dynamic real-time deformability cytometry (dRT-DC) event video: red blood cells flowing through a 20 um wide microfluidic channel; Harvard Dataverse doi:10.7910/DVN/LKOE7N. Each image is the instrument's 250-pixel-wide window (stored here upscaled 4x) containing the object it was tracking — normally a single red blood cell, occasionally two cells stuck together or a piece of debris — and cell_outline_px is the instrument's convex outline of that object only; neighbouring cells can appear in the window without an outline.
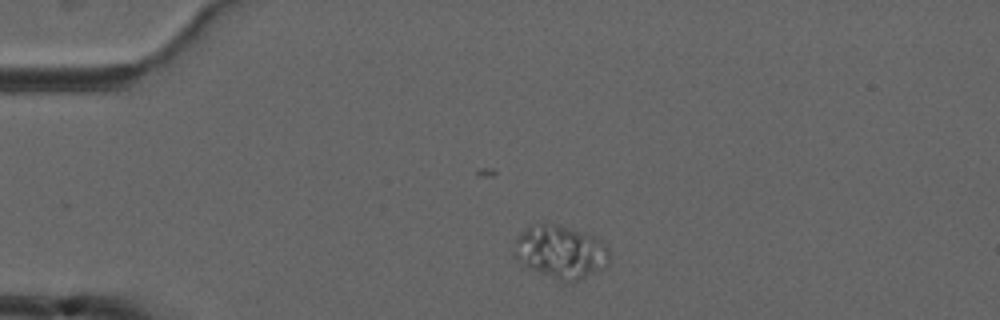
{"species": "common noctule bat (a hibernating species)", "species_latin": "Nyctalus noctula", "temperature_condition": "cold", "stored_images_in_passage": 2, "camera_frame_rate_fps": 3000, "um_per_image_px": 0.085, "animal": {"sex": "male", "forearm_length_mm": 52.5}, "frame": {"image": 1, "passage_image": 1, "time_ms": 0.0, "image_size_px": [1000, 320], "cell_outline_px": [[608, 264], [604, 268], [572, 284], [564, 284], [520, 264], [512, 256], [512, 252], [516, 236], [528, 224], [556, 224], [584, 232], [596, 236], [608, 248]], "centroid_in_image_um": [47.6, 21.44], "position_along_channel_um": 37.4, "area_um2": 30.35}}